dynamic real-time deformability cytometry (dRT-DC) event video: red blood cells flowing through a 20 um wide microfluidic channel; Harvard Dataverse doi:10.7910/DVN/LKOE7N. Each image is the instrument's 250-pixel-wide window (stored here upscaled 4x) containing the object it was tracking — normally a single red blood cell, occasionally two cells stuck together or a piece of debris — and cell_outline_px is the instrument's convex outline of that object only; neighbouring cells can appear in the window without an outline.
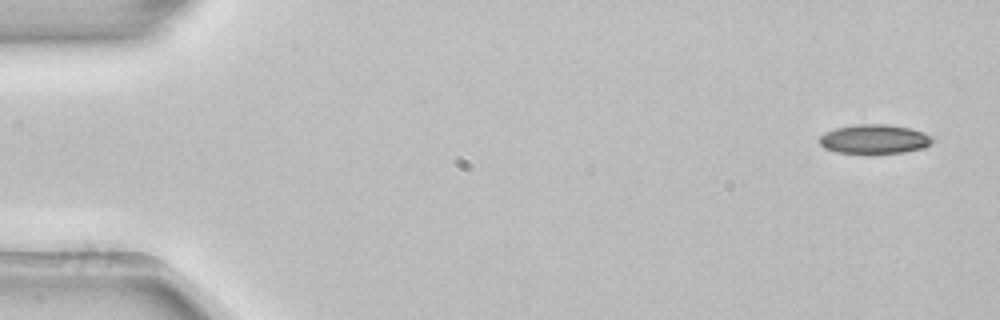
{"species": "common noctule bat (a hibernating species)", "species_latin": "Nyctalus noctula", "temperature_condition": "room temperature", "stored_images_in_passage": 4, "camera_frame_rate_fps": 3000, "um_per_image_px": 0.085, "animal": {"sex": "female", "body_mass_g": 22.7, "forearm_length_mm": 54.2}, "frame": {"image": 1, "passage_image": 1, "time_ms": 0.0, "image_size_px": [1000, 320], "cell_outline_px": [[936, 140], [924, 148], [904, 152], [836, 152], [824, 148], [820, 144], [820, 136], [836, 128], [856, 124], [888, 124], [912, 128], [932, 136]], "centroid_in_image_um": [74.38, 11.8], "position_along_channel_um": 10.6, "area_um2": 19.02}}
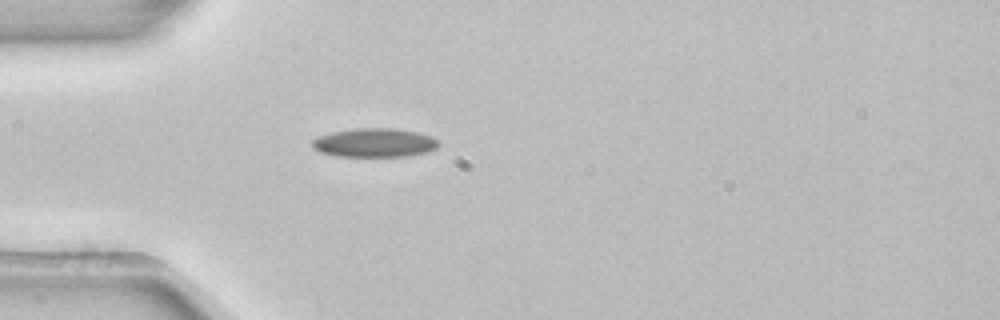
{"frame": {"image": 2, "passage_image": 4, "time_ms": 1.0, "image_size_px": [1000, 320], "cell_outline_px": [[440, 144], [436, 148], [428, 152], [408, 156], [336, 156], [320, 152], [312, 148], [312, 140], [316, 136], [332, 132], [356, 128], [396, 128], [416, 132], [432, 136]], "centroid_in_image_um": [31.82, 12.13], "position_along_channel_um": 53.2, "area_um2": 21.39}}